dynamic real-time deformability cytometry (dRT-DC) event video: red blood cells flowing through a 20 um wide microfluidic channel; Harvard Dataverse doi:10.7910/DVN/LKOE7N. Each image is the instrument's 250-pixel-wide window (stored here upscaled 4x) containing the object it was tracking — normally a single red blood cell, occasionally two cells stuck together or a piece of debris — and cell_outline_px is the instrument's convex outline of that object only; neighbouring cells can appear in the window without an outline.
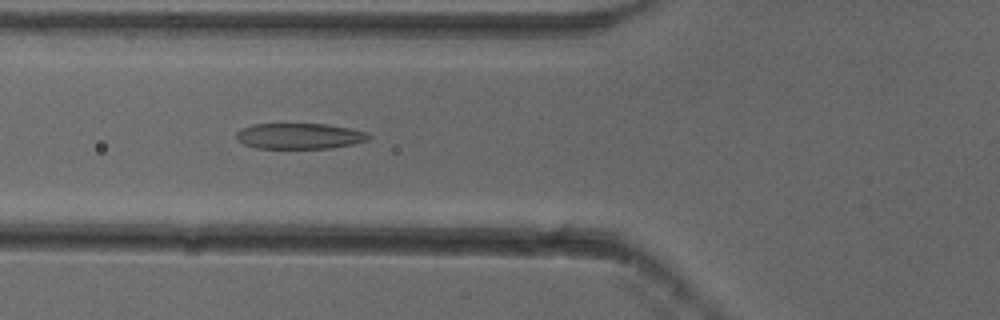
{"species": "common noctule bat (a hibernating species)", "species_latin": "Nyctalus noctula", "temperature_condition": "cold", "stored_images_in_passage": 36, "camera_frame_rate_fps": 3000, "um_per_image_px": 0.085, "animal": {"sex": "female"}, "frame": {"image": 1, "passage_image": 3, "time_ms": 0.667, "image_size_px": [1000, 320], "cell_outline_px": [[372, 136], [368, 140], [352, 144], [332, 148], [256, 148], [244, 144], [236, 140], [236, 132], [252, 124], [328, 124], [368, 132]], "centroid_in_image_um": [25.47, 11.56], "position_along_channel_um": 100.3, "area_um2": 19.88}}
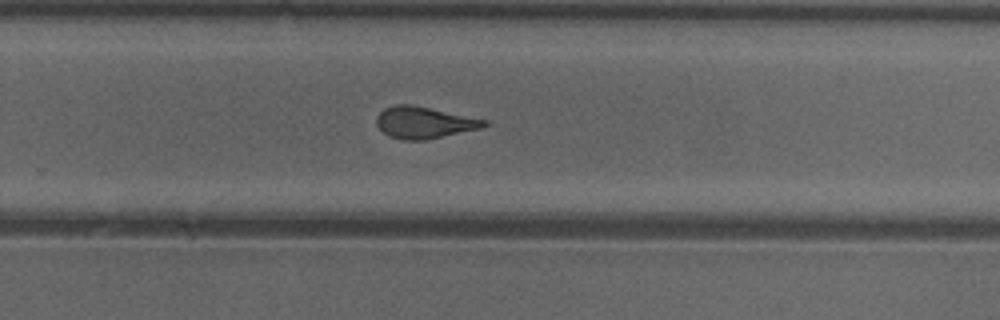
{"frame": {"image": 2, "passage_image": 18, "time_ms": 5.667, "image_size_px": [1000, 320], "cell_outline_px": [[488, 124], [480, 128], [424, 140], [404, 140], [388, 136], [376, 124], [376, 116], [384, 108], [396, 104], [412, 104], [488, 120]], "centroid_in_image_um": [36.02, 10.4], "position_along_channel_um": 293.8, "area_um2": 19.77}}
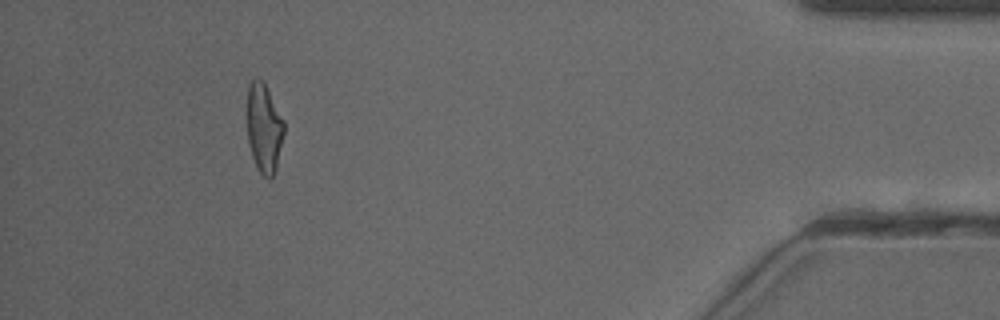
{"frame": {"image": 3, "passage_image": 32, "time_ms": 10.333, "image_size_px": [1000, 320], "cell_outline_px": [[284, 132], [276, 172], [268, 180], [260, 172], [252, 156], [248, 140], [248, 84], [256, 76], [260, 76], [264, 80], [284, 120]], "centroid_in_image_um": [22.46, 10.84], "position_along_channel_um": 412.7, "area_um2": 19.36}, "authors_computed_cell_mechanics": {"area_um2": 19.8543, "velocity_mm_per_s": 3.8678, "shape_relaxation_time_tau1_ms": 5.8861, "shape_relaxation_time_tau2_ms": 1.2029, "deformation_change_tau1": 0.1873, "deformation_change_tau2": 0.101}}